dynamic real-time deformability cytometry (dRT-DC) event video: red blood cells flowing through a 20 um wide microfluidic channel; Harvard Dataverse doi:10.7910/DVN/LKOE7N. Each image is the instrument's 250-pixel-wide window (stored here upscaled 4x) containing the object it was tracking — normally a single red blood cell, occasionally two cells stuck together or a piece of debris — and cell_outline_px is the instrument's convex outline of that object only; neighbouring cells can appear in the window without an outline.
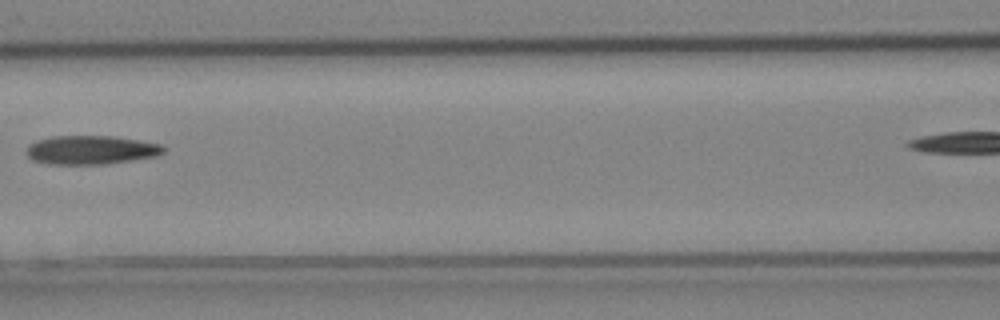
{"species": "Egyptian fruit bat (a non-hibernating species)", "species_latin": "Rousettus aegyptiacus", "temperature_condition": "cold", "stored_images_in_passage": 4, "camera_frame_rate_fps": 3000, "um_per_image_px": 0.085, "animal": {"sex": "female"}, "frame": {"image": 1, "passage_image": 3, "time_ms": 0.667, "image_size_px": [1000, 320], "cell_outline_px": [[164, 152], [156, 156], [104, 164], [48, 164], [32, 160], [24, 152], [28, 144], [36, 140], [52, 136], [112, 136], [140, 140], [160, 144], [164, 148]], "centroid_in_image_um": [7.67, 12.74], "position_along_channel_um": 158.9, "area_um2": 23.06}}